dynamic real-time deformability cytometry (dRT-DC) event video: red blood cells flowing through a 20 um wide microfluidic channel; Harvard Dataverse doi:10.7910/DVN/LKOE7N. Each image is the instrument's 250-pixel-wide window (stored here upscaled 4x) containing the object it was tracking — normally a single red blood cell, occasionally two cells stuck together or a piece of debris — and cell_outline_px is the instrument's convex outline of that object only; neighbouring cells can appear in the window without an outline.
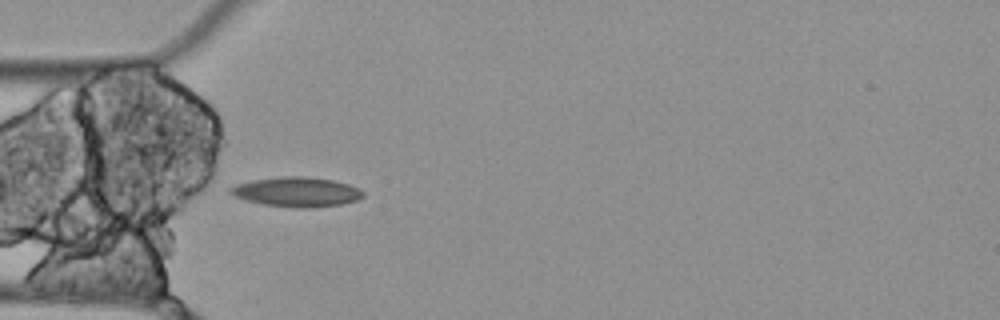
{"species": "Egyptian fruit bat (a non-hibernating species)", "species_latin": "Rousettus aegyptiacus", "temperature_condition": "cold", "stored_images_in_passage": 4, "camera_frame_rate_fps": 3000, "um_per_image_px": 0.085, "animal": {"sex": "female"}, "frame": {"image": 1, "passage_image": 4, "time_ms": 1.0, "image_size_px": [1000, 320], "cell_outline_px": [[364, 196], [356, 200], [340, 204], [308, 208], [296, 208], [260, 204], [244, 200], [232, 196], [228, 192], [228, 188], [236, 184], [252, 180], [284, 176], [304, 176], [332, 180], [348, 184], [360, 188], [364, 192]], "centroid_in_image_um": [25.17, 16.31], "position_along_channel_um": 59.8, "area_um2": 23.12}}